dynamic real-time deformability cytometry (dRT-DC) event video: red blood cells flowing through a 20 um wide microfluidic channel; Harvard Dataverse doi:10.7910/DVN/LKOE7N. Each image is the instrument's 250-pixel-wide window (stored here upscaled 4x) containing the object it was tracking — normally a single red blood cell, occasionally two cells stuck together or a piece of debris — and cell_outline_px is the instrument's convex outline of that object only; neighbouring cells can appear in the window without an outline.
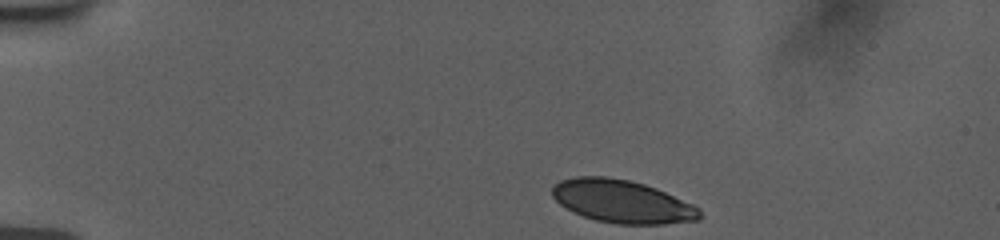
{"species": "human", "species_latin": "Homo sapiens", "temperature_condition": "room temperature", "stored_images_in_passage": 12, "camera_frame_rate_fps": 3000, "um_per_image_px": 0.085, "donor": {"sex": "female"}, "frame": {"image": 1, "passage_image": 1, "time_ms": 0.0, "image_size_px": [1000, 240], "cell_outline_px": [[704, 216], [700, 220], [664, 224], [616, 224], [596, 220], [572, 212], [560, 204], [552, 196], [552, 188], [560, 180], [576, 176], [604, 176], [628, 180], [644, 184], [656, 188], [692, 204], [700, 208]], "centroid_in_image_um": [52.9, 17.13], "position_along_channel_um": 32.1, "area_um2": 36.99}}
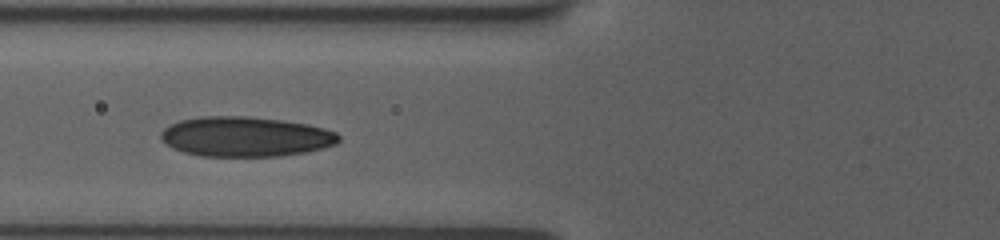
{"frame": {"image": 2, "passage_image": 9, "time_ms": 4.0, "image_size_px": [1000, 240], "cell_outline_px": [[340, 140], [336, 144], [324, 148], [308, 152], [280, 156], [200, 156], [184, 152], [172, 148], [164, 144], [160, 140], [160, 132], [164, 128], [180, 120], [200, 116], [248, 116], [280, 120], [308, 124], [324, 128], [336, 132], [340, 136]], "centroid_in_image_um": [20.86, 11.62], "position_along_channel_um": 104.9, "area_um2": 41.73}}
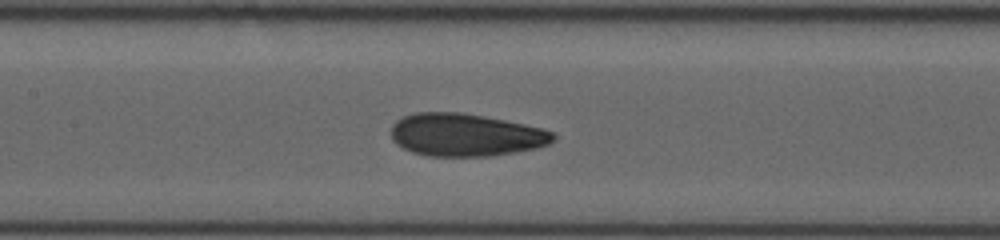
{"frame": {"image": 3, "passage_image": 12, "time_ms": 5.667, "image_size_px": [1000, 240], "cell_outline_px": [[556, 140], [548, 144], [536, 148], [516, 152], [492, 156], [428, 156], [412, 152], [396, 144], [392, 140], [392, 124], [396, 120], [404, 116], [416, 112], [460, 112], [484, 116], [524, 124], [540, 128], [552, 132], [556, 136]], "centroid_in_image_um": [39.57, 11.47], "position_along_channel_um": 167.8, "area_um2": 40.4}}